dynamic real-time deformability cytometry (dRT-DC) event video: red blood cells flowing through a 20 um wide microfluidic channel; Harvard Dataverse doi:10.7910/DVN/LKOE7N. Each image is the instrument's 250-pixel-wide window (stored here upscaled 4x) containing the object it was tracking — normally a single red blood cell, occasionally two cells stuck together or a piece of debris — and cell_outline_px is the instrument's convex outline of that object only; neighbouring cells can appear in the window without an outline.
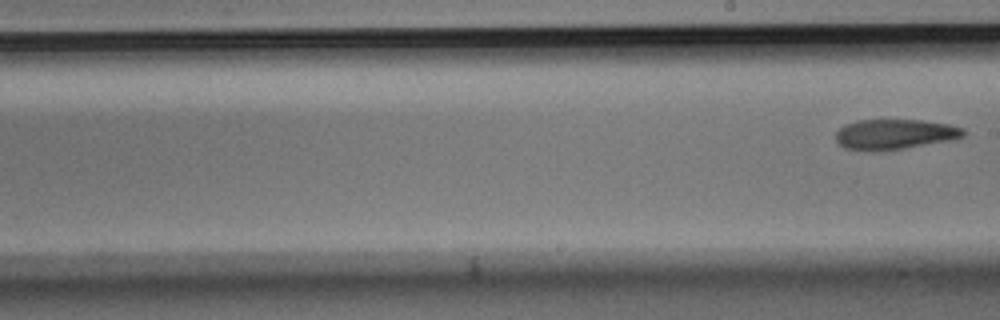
{"species": "Egyptian fruit bat (a non-hibernating species)", "species_latin": "Rousettus aegyptiacus", "temperature_condition": "room temperature", "stored_images_in_passage": 6, "segment_of_instrument_passage": [2, 2], "camera_frame_rate_fps": 3000, "um_per_image_px": 0.085, "animal": {"sex": "male"}, "frame": {"image": 1, "passage_image": 6, "time_ms": 1.667, "image_size_px": [1000, 320], "cell_outline_px": [[964, 136], [948, 140], [904, 148], [876, 152], [844, 148], [836, 140], [836, 132], [844, 124], [856, 120], [920, 120], [948, 124], [964, 128]], "centroid_in_image_um": [75.99, 11.41], "position_along_channel_um": 213.0, "area_um2": 22.37}}